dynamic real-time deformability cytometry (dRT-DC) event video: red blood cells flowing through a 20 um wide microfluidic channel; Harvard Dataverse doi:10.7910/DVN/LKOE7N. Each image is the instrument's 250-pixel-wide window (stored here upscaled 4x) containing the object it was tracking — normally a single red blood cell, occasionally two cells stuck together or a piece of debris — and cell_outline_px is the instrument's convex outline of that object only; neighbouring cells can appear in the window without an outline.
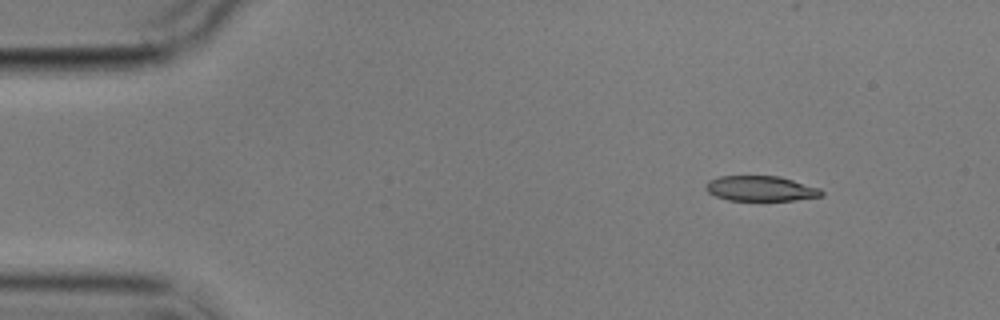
{"species": "common noctule bat (a hibernating species)", "species_latin": "Nyctalus noctula", "temperature_condition": "cold", "stored_images_in_passage": 3, "camera_frame_rate_fps": 3000, "um_per_image_px": 0.085, "animal": {"sex": "male", "body_mass_g": 17.9}, "frame": {"image": 1, "passage_image": 1, "time_ms": 0.0, "image_size_px": [1000, 320], "cell_outline_px": [[824, 196], [796, 200], [728, 200], [716, 196], [708, 192], [704, 188], [704, 184], [708, 180], [720, 176], [780, 176], [820, 188], [824, 192]], "centroid_in_image_um": [64.66, 16.02], "position_along_channel_um": 20.3, "area_um2": 17.11}}
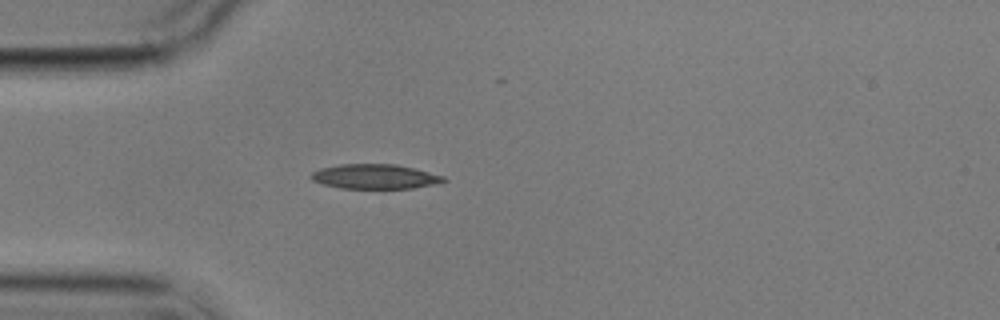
{"frame": {"image": 2, "passage_image": 3, "time_ms": 3.0, "image_size_px": [1000, 320], "cell_outline_px": [[448, 180], [436, 184], [412, 188], [340, 188], [324, 184], [312, 180], [308, 176], [312, 172], [320, 168], [340, 164], [396, 164], [444, 176]], "centroid_in_image_um": [31.84, 15.0], "position_along_channel_um": 53.2, "area_um2": 18.96}}